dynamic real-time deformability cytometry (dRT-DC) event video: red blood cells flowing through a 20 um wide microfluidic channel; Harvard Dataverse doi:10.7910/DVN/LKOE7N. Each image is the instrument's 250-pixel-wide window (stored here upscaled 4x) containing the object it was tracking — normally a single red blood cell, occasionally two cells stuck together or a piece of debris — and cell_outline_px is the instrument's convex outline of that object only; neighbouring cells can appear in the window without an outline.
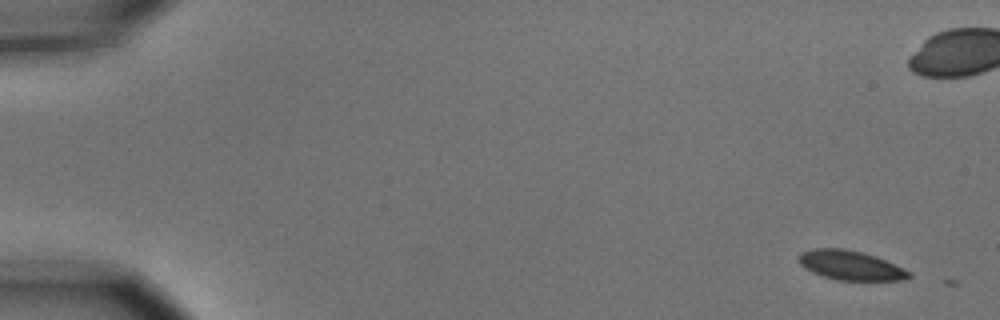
{"species": "common noctule bat (a hibernating species)", "species_latin": "Nyctalus noctula", "temperature_condition": "cold", "stored_images_in_passage": 2, "camera_frame_rate_fps": 3000, "um_per_image_px": 0.085, "animal": {"sex": "male", "body_mass_g": 15.6}, "frame": {"image": 1, "passage_image": 1, "time_ms": 0.0, "image_size_px": [1000, 320], "cell_outline_px": [[912, 276], [904, 280], [836, 280], [812, 272], [804, 268], [800, 264], [796, 256], [800, 252], [812, 248], [844, 248], [876, 256], [912, 272]], "centroid_in_image_um": [72.26, 22.54], "position_along_channel_um": 12.7, "area_um2": 19.02}}